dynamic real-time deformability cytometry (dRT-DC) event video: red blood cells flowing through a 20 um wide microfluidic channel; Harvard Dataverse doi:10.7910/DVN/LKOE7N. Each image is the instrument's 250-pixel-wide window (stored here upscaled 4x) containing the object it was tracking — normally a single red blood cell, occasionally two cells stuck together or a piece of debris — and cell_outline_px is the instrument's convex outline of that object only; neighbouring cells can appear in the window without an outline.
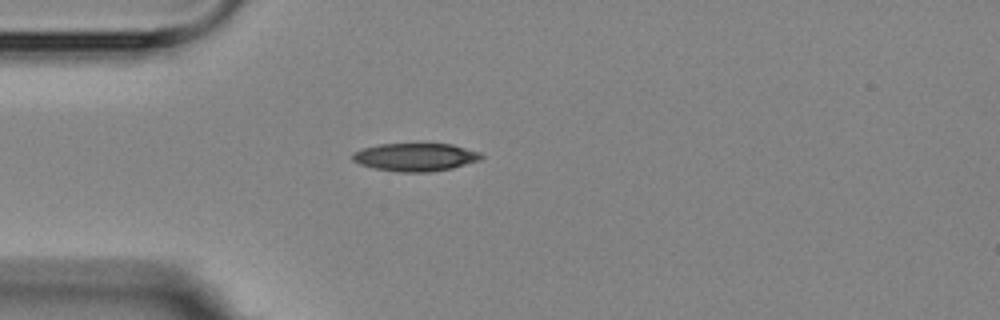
{"species": "Egyptian fruit bat (a non-hibernating species)", "species_latin": "Rousettus aegyptiacus", "temperature_condition": "room temperature", "stored_images_in_passage": 2, "camera_frame_rate_fps": 3000, "um_per_image_px": 0.085, "animal": {"sex": "female"}, "frame": {"image": 1, "passage_image": 1, "time_ms": 0.0, "image_size_px": [1000, 320], "cell_outline_px": [[484, 156], [480, 160], [452, 168], [428, 172], [400, 172], [376, 168], [360, 164], [352, 160], [352, 152], [364, 148], [380, 144], [452, 144], [480, 152]], "centroid_in_image_um": [35.32, 13.35], "position_along_channel_um": 49.7, "area_um2": 20.87}}